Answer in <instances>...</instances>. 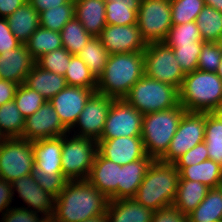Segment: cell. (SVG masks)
I'll list each match as a JSON object with an SVG mask.
<instances>
[{
	"mask_svg": "<svg viewBox=\"0 0 222 222\" xmlns=\"http://www.w3.org/2000/svg\"><path fill=\"white\" fill-rule=\"evenodd\" d=\"M27 0H0V17L7 18Z\"/></svg>",
	"mask_w": 222,
	"mask_h": 222,
	"instance_id": "cell-52",
	"label": "cell"
},
{
	"mask_svg": "<svg viewBox=\"0 0 222 222\" xmlns=\"http://www.w3.org/2000/svg\"><path fill=\"white\" fill-rule=\"evenodd\" d=\"M205 6L212 7L222 12V0H204Z\"/></svg>",
	"mask_w": 222,
	"mask_h": 222,
	"instance_id": "cell-54",
	"label": "cell"
},
{
	"mask_svg": "<svg viewBox=\"0 0 222 222\" xmlns=\"http://www.w3.org/2000/svg\"><path fill=\"white\" fill-rule=\"evenodd\" d=\"M203 41L196 21L172 25L164 42L167 45H192Z\"/></svg>",
	"mask_w": 222,
	"mask_h": 222,
	"instance_id": "cell-40",
	"label": "cell"
},
{
	"mask_svg": "<svg viewBox=\"0 0 222 222\" xmlns=\"http://www.w3.org/2000/svg\"><path fill=\"white\" fill-rule=\"evenodd\" d=\"M71 56L72 54L62 47L42 55L35 63L42 69L64 76Z\"/></svg>",
	"mask_w": 222,
	"mask_h": 222,
	"instance_id": "cell-43",
	"label": "cell"
},
{
	"mask_svg": "<svg viewBox=\"0 0 222 222\" xmlns=\"http://www.w3.org/2000/svg\"><path fill=\"white\" fill-rule=\"evenodd\" d=\"M14 195L11 182H7L4 179H0V214L1 216L9 210L12 200L14 201Z\"/></svg>",
	"mask_w": 222,
	"mask_h": 222,
	"instance_id": "cell-50",
	"label": "cell"
},
{
	"mask_svg": "<svg viewBox=\"0 0 222 222\" xmlns=\"http://www.w3.org/2000/svg\"><path fill=\"white\" fill-rule=\"evenodd\" d=\"M38 13L67 4L70 0H27Z\"/></svg>",
	"mask_w": 222,
	"mask_h": 222,
	"instance_id": "cell-53",
	"label": "cell"
},
{
	"mask_svg": "<svg viewBox=\"0 0 222 222\" xmlns=\"http://www.w3.org/2000/svg\"><path fill=\"white\" fill-rule=\"evenodd\" d=\"M137 25L147 44L164 42L172 27L170 0H141Z\"/></svg>",
	"mask_w": 222,
	"mask_h": 222,
	"instance_id": "cell-9",
	"label": "cell"
},
{
	"mask_svg": "<svg viewBox=\"0 0 222 222\" xmlns=\"http://www.w3.org/2000/svg\"><path fill=\"white\" fill-rule=\"evenodd\" d=\"M123 99L143 115L174 108L180 104L178 88L145 74Z\"/></svg>",
	"mask_w": 222,
	"mask_h": 222,
	"instance_id": "cell-6",
	"label": "cell"
},
{
	"mask_svg": "<svg viewBox=\"0 0 222 222\" xmlns=\"http://www.w3.org/2000/svg\"><path fill=\"white\" fill-rule=\"evenodd\" d=\"M153 212L133 198L109 200L108 222H151Z\"/></svg>",
	"mask_w": 222,
	"mask_h": 222,
	"instance_id": "cell-23",
	"label": "cell"
},
{
	"mask_svg": "<svg viewBox=\"0 0 222 222\" xmlns=\"http://www.w3.org/2000/svg\"><path fill=\"white\" fill-rule=\"evenodd\" d=\"M94 92L96 89L67 85L49 100V103L58 113L60 122L68 131L74 127L87 100Z\"/></svg>",
	"mask_w": 222,
	"mask_h": 222,
	"instance_id": "cell-15",
	"label": "cell"
},
{
	"mask_svg": "<svg viewBox=\"0 0 222 222\" xmlns=\"http://www.w3.org/2000/svg\"><path fill=\"white\" fill-rule=\"evenodd\" d=\"M203 42L198 41L192 45H168L172 48L175 58L185 74L197 70Z\"/></svg>",
	"mask_w": 222,
	"mask_h": 222,
	"instance_id": "cell-42",
	"label": "cell"
},
{
	"mask_svg": "<svg viewBox=\"0 0 222 222\" xmlns=\"http://www.w3.org/2000/svg\"><path fill=\"white\" fill-rule=\"evenodd\" d=\"M97 154V141L70 132L62 136V173L68 180H87Z\"/></svg>",
	"mask_w": 222,
	"mask_h": 222,
	"instance_id": "cell-7",
	"label": "cell"
},
{
	"mask_svg": "<svg viewBox=\"0 0 222 222\" xmlns=\"http://www.w3.org/2000/svg\"><path fill=\"white\" fill-rule=\"evenodd\" d=\"M210 113L218 120L222 121V101Z\"/></svg>",
	"mask_w": 222,
	"mask_h": 222,
	"instance_id": "cell-55",
	"label": "cell"
},
{
	"mask_svg": "<svg viewBox=\"0 0 222 222\" xmlns=\"http://www.w3.org/2000/svg\"><path fill=\"white\" fill-rule=\"evenodd\" d=\"M208 159L209 155L208 150L206 149V144L205 142H202L179 157L173 164L180 172L184 167L195 165Z\"/></svg>",
	"mask_w": 222,
	"mask_h": 222,
	"instance_id": "cell-46",
	"label": "cell"
},
{
	"mask_svg": "<svg viewBox=\"0 0 222 222\" xmlns=\"http://www.w3.org/2000/svg\"><path fill=\"white\" fill-rule=\"evenodd\" d=\"M206 112L185 111L167 152L159 159L174 163L194 146L204 142Z\"/></svg>",
	"mask_w": 222,
	"mask_h": 222,
	"instance_id": "cell-11",
	"label": "cell"
},
{
	"mask_svg": "<svg viewBox=\"0 0 222 222\" xmlns=\"http://www.w3.org/2000/svg\"><path fill=\"white\" fill-rule=\"evenodd\" d=\"M143 75V52L111 54L103 75L97 81L96 92L114 99H123Z\"/></svg>",
	"mask_w": 222,
	"mask_h": 222,
	"instance_id": "cell-2",
	"label": "cell"
},
{
	"mask_svg": "<svg viewBox=\"0 0 222 222\" xmlns=\"http://www.w3.org/2000/svg\"><path fill=\"white\" fill-rule=\"evenodd\" d=\"M216 73L222 79V60L220 61L219 68Z\"/></svg>",
	"mask_w": 222,
	"mask_h": 222,
	"instance_id": "cell-58",
	"label": "cell"
},
{
	"mask_svg": "<svg viewBox=\"0 0 222 222\" xmlns=\"http://www.w3.org/2000/svg\"><path fill=\"white\" fill-rule=\"evenodd\" d=\"M151 222H188V215L170 205L154 211Z\"/></svg>",
	"mask_w": 222,
	"mask_h": 222,
	"instance_id": "cell-48",
	"label": "cell"
},
{
	"mask_svg": "<svg viewBox=\"0 0 222 222\" xmlns=\"http://www.w3.org/2000/svg\"><path fill=\"white\" fill-rule=\"evenodd\" d=\"M6 19L10 30L22 44L40 26L39 13L28 1Z\"/></svg>",
	"mask_w": 222,
	"mask_h": 222,
	"instance_id": "cell-26",
	"label": "cell"
},
{
	"mask_svg": "<svg viewBox=\"0 0 222 222\" xmlns=\"http://www.w3.org/2000/svg\"><path fill=\"white\" fill-rule=\"evenodd\" d=\"M23 207H11L0 218L1 222H42L43 215Z\"/></svg>",
	"mask_w": 222,
	"mask_h": 222,
	"instance_id": "cell-47",
	"label": "cell"
},
{
	"mask_svg": "<svg viewBox=\"0 0 222 222\" xmlns=\"http://www.w3.org/2000/svg\"><path fill=\"white\" fill-rule=\"evenodd\" d=\"M222 174V166L213 160H205L198 164L184 167L179 172V180H191L205 184L209 188L218 187Z\"/></svg>",
	"mask_w": 222,
	"mask_h": 222,
	"instance_id": "cell-28",
	"label": "cell"
},
{
	"mask_svg": "<svg viewBox=\"0 0 222 222\" xmlns=\"http://www.w3.org/2000/svg\"><path fill=\"white\" fill-rule=\"evenodd\" d=\"M114 98L94 92L87 100L71 134L98 141ZM73 131V132H72Z\"/></svg>",
	"mask_w": 222,
	"mask_h": 222,
	"instance_id": "cell-13",
	"label": "cell"
},
{
	"mask_svg": "<svg viewBox=\"0 0 222 222\" xmlns=\"http://www.w3.org/2000/svg\"><path fill=\"white\" fill-rule=\"evenodd\" d=\"M140 4H121L114 1L105 2L106 24L134 25Z\"/></svg>",
	"mask_w": 222,
	"mask_h": 222,
	"instance_id": "cell-38",
	"label": "cell"
},
{
	"mask_svg": "<svg viewBox=\"0 0 222 222\" xmlns=\"http://www.w3.org/2000/svg\"><path fill=\"white\" fill-rule=\"evenodd\" d=\"M32 177L36 182L43 188L44 191L51 194L55 198L64 189L65 184L68 179L63 175V173H48L44 172L43 169L34 168L31 172Z\"/></svg>",
	"mask_w": 222,
	"mask_h": 222,
	"instance_id": "cell-44",
	"label": "cell"
},
{
	"mask_svg": "<svg viewBox=\"0 0 222 222\" xmlns=\"http://www.w3.org/2000/svg\"><path fill=\"white\" fill-rule=\"evenodd\" d=\"M19 84L0 79V106L14 100Z\"/></svg>",
	"mask_w": 222,
	"mask_h": 222,
	"instance_id": "cell-51",
	"label": "cell"
},
{
	"mask_svg": "<svg viewBox=\"0 0 222 222\" xmlns=\"http://www.w3.org/2000/svg\"><path fill=\"white\" fill-rule=\"evenodd\" d=\"M32 141L6 138L0 145V179L12 182L31 174L34 168Z\"/></svg>",
	"mask_w": 222,
	"mask_h": 222,
	"instance_id": "cell-10",
	"label": "cell"
},
{
	"mask_svg": "<svg viewBox=\"0 0 222 222\" xmlns=\"http://www.w3.org/2000/svg\"><path fill=\"white\" fill-rule=\"evenodd\" d=\"M108 53L144 52L147 43L142 39L137 24H107L98 36Z\"/></svg>",
	"mask_w": 222,
	"mask_h": 222,
	"instance_id": "cell-16",
	"label": "cell"
},
{
	"mask_svg": "<svg viewBox=\"0 0 222 222\" xmlns=\"http://www.w3.org/2000/svg\"><path fill=\"white\" fill-rule=\"evenodd\" d=\"M25 128V118L14 100L0 106V132L5 138H21Z\"/></svg>",
	"mask_w": 222,
	"mask_h": 222,
	"instance_id": "cell-33",
	"label": "cell"
},
{
	"mask_svg": "<svg viewBox=\"0 0 222 222\" xmlns=\"http://www.w3.org/2000/svg\"><path fill=\"white\" fill-rule=\"evenodd\" d=\"M42 222H56L52 217H45Z\"/></svg>",
	"mask_w": 222,
	"mask_h": 222,
	"instance_id": "cell-59",
	"label": "cell"
},
{
	"mask_svg": "<svg viewBox=\"0 0 222 222\" xmlns=\"http://www.w3.org/2000/svg\"><path fill=\"white\" fill-rule=\"evenodd\" d=\"M11 185L13 195L15 192L18 193L17 197L22 199L23 204L27 206L22 205L21 207L41 214L44 217H52L55 197L44 191L31 174L13 180Z\"/></svg>",
	"mask_w": 222,
	"mask_h": 222,
	"instance_id": "cell-18",
	"label": "cell"
},
{
	"mask_svg": "<svg viewBox=\"0 0 222 222\" xmlns=\"http://www.w3.org/2000/svg\"><path fill=\"white\" fill-rule=\"evenodd\" d=\"M143 114L124 99H114L100 139L141 136Z\"/></svg>",
	"mask_w": 222,
	"mask_h": 222,
	"instance_id": "cell-12",
	"label": "cell"
},
{
	"mask_svg": "<svg viewBox=\"0 0 222 222\" xmlns=\"http://www.w3.org/2000/svg\"><path fill=\"white\" fill-rule=\"evenodd\" d=\"M34 165L48 173H62V136L32 142Z\"/></svg>",
	"mask_w": 222,
	"mask_h": 222,
	"instance_id": "cell-22",
	"label": "cell"
},
{
	"mask_svg": "<svg viewBox=\"0 0 222 222\" xmlns=\"http://www.w3.org/2000/svg\"><path fill=\"white\" fill-rule=\"evenodd\" d=\"M5 139H6L5 136L0 132V145L3 143Z\"/></svg>",
	"mask_w": 222,
	"mask_h": 222,
	"instance_id": "cell-60",
	"label": "cell"
},
{
	"mask_svg": "<svg viewBox=\"0 0 222 222\" xmlns=\"http://www.w3.org/2000/svg\"><path fill=\"white\" fill-rule=\"evenodd\" d=\"M144 54V74L155 80L180 89L185 77L174 52L165 42L146 45Z\"/></svg>",
	"mask_w": 222,
	"mask_h": 222,
	"instance_id": "cell-8",
	"label": "cell"
},
{
	"mask_svg": "<svg viewBox=\"0 0 222 222\" xmlns=\"http://www.w3.org/2000/svg\"><path fill=\"white\" fill-rule=\"evenodd\" d=\"M24 84L41 94L46 101L52 99L67 86L64 76L42 69L36 63L27 75Z\"/></svg>",
	"mask_w": 222,
	"mask_h": 222,
	"instance_id": "cell-25",
	"label": "cell"
},
{
	"mask_svg": "<svg viewBox=\"0 0 222 222\" xmlns=\"http://www.w3.org/2000/svg\"><path fill=\"white\" fill-rule=\"evenodd\" d=\"M64 77L67 85L97 89V80L91 74L89 67L78 55L71 56Z\"/></svg>",
	"mask_w": 222,
	"mask_h": 222,
	"instance_id": "cell-36",
	"label": "cell"
},
{
	"mask_svg": "<svg viewBox=\"0 0 222 222\" xmlns=\"http://www.w3.org/2000/svg\"><path fill=\"white\" fill-rule=\"evenodd\" d=\"M14 101L25 119L38 111L46 102L41 94L30 89L24 83L18 86Z\"/></svg>",
	"mask_w": 222,
	"mask_h": 222,
	"instance_id": "cell-41",
	"label": "cell"
},
{
	"mask_svg": "<svg viewBox=\"0 0 222 222\" xmlns=\"http://www.w3.org/2000/svg\"><path fill=\"white\" fill-rule=\"evenodd\" d=\"M185 111L179 104L174 108L143 115L141 137L148 156L159 160L167 152Z\"/></svg>",
	"mask_w": 222,
	"mask_h": 222,
	"instance_id": "cell-5",
	"label": "cell"
},
{
	"mask_svg": "<svg viewBox=\"0 0 222 222\" xmlns=\"http://www.w3.org/2000/svg\"><path fill=\"white\" fill-rule=\"evenodd\" d=\"M188 222H222V191L209 188L203 201L188 214Z\"/></svg>",
	"mask_w": 222,
	"mask_h": 222,
	"instance_id": "cell-29",
	"label": "cell"
},
{
	"mask_svg": "<svg viewBox=\"0 0 222 222\" xmlns=\"http://www.w3.org/2000/svg\"><path fill=\"white\" fill-rule=\"evenodd\" d=\"M77 55L85 62L91 74L98 81L104 73L110 55L100 38L93 36Z\"/></svg>",
	"mask_w": 222,
	"mask_h": 222,
	"instance_id": "cell-31",
	"label": "cell"
},
{
	"mask_svg": "<svg viewBox=\"0 0 222 222\" xmlns=\"http://www.w3.org/2000/svg\"><path fill=\"white\" fill-rule=\"evenodd\" d=\"M172 25L196 21L205 7L204 0H170Z\"/></svg>",
	"mask_w": 222,
	"mask_h": 222,
	"instance_id": "cell-39",
	"label": "cell"
},
{
	"mask_svg": "<svg viewBox=\"0 0 222 222\" xmlns=\"http://www.w3.org/2000/svg\"><path fill=\"white\" fill-rule=\"evenodd\" d=\"M205 184L191 180H179L173 205L183 214L191 213L206 197Z\"/></svg>",
	"mask_w": 222,
	"mask_h": 222,
	"instance_id": "cell-27",
	"label": "cell"
},
{
	"mask_svg": "<svg viewBox=\"0 0 222 222\" xmlns=\"http://www.w3.org/2000/svg\"><path fill=\"white\" fill-rule=\"evenodd\" d=\"M120 168L97 152L87 181L109 199L118 190Z\"/></svg>",
	"mask_w": 222,
	"mask_h": 222,
	"instance_id": "cell-20",
	"label": "cell"
},
{
	"mask_svg": "<svg viewBox=\"0 0 222 222\" xmlns=\"http://www.w3.org/2000/svg\"><path fill=\"white\" fill-rule=\"evenodd\" d=\"M204 142L209 159L222 166V121L207 112Z\"/></svg>",
	"mask_w": 222,
	"mask_h": 222,
	"instance_id": "cell-37",
	"label": "cell"
},
{
	"mask_svg": "<svg viewBox=\"0 0 222 222\" xmlns=\"http://www.w3.org/2000/svg\"><path fill=\"white\" fill-rule=\"evenodd\" d=\"M63 47L72 55H77L93 37L74 16L60 31Z\"/></svg>",
	"mask_w": 222,
	"mask_h": 222,
	"instance_id": "cell-34",
	"label": "cell"
},
{
	"mask_svg": "<svg viewBox=\"0 0 222 222\" xmlns=\"http://www.w3.org/2000/svg\"><path fill=\"white\" fill-rule=\"evenodd\" d=\"M25 46L36 61L42 55L63 47L61 33L39 26L32 33Z\"/></svg>",
	"mask_w": 222,
	"mask_h": 222,
	"instance_id": "cell-30",
	"label": "cell"
},
{
	"mask_svg": "<svg viewBox=\"0 0 222 222\" xmlns=\"http://www.w3.org/2000/svg\"><path fill=\"white\" fill-rule=\"evenodd\" d=\"M201 37L204 42H221L222 12L205 6L196 19Z\"/></svg>",
	"mask_w": 222,
	"mask_h": 222,
	"instance_id": "cell-32",
	"label": "cell"
},
{
	"mask_svg": "<svg viewBox=\"0 0 222 222\" xmlns=\"http://www.w3.org/2000/svg\"><path fill=\"white\" fill-rule=\"evenodd\" d=\"M153 160V158L146 155L135 162L122 165L118 190L109 200L133 198Z\"/></svg>",
	"mask_w": 222,
	"mask_h": 222,
	"instance_id": "cell-21",
	"label": "cell"
},
{
	"mask_svg": "<svg viewBox=\"0 0 222 222\" xmlns=\"http://www.w3.org/2000/svg\"><path fill=\"white\" fill-rule=\"evenodd\" d=\"M75 4L70 0L67 4L59 5L39 13L40 27L60 32L75 16Z\"/></svg>",
	"mask_w": 222,
	"mask_h": 222,
	"instance_id": "cell-35",
	"label": "cell"
},
{
	"mask_svg": "<svg viewBox=\"0 0 222 222\" xmlns=\"http://www.w3.org/2000/svg\"><path fill=\"white\" fill-rule=\"evenodd\" d=\"M83 222H108V217L106 214L104 215H98L96 217H93V218H90V219H87Z\"/></svg>",
	"mask_w": 222,
	"mask_h": 222,
	"instance_id": "cell-56",
	"label": "cell"
},
{
	"mask_svg": "<svg viewBox=\"0 0 222 222\" xmlns=\"http://www.w3.org/2000/svg\"><path fill=\"white\" fill-rule=\"evenodd\" d=\"M69 131L62 125L58 113L46 101L34 114L25 119V128L21 139L36 141L57 138Z\"/></svg>",
	"mask_w": 222,
	"mask_h": 222,
	"instance_id": "cell-14",
	"label": "cell"
},
{
	"mask_svg": "<svg viewBox=\"0 0 222 222\" xmlns=\"http://www.w3.org/2000/svg\"><path fill=\"white\" fill-rule=\"evenodd\" d=\"M222 101V79L216 72L187 73L179 89V103L190 112L210 113Z\"/></svg>",
	"mask_w": 222,
	"mask_h": 222,
	"instance_id": "cell-4",
	"label": "cell"
},
{
	"mask_svg": "<svg viewBox=\"0 0 222 222\" xmlns=\"http://www.w3.org/2000/svg\"><path fill=\"white\" fill-rule=\"evenodd\" d=\"M179 181V171L173 163L153 160L133 199L157 211L173 205Z\"/></svg>",
	"mask_w": 222,
	"mask_h": 222,
	"instance_id": "cell-3",
	"label": "cell"
},
{
	"mask_svg": "<svg viewBox=\"0 0 222 222\" xmlns=\"http://www.w3.org/2000/svg\"><path fill=\"white\" fill-rule=\"evenodd\" d=\"M97 152L102 157L121 166L135 162L147 155L141 136L99 139Z\"/></svg>",
	"mask_w": 222,
	"mask_h": 222,
	"instance_id": "cell-17",
	"label": "cell"
},
{
	"mask_svg": "<svg viewBox=\"0 0 222 222\" xmlns=\"http://www.w3.org/2000/svg\"><path fill=\"white\" fill-rule=\"evenodd\" d=\"M105 0H76L75 17L84 29L94 37H98L105 28Z\"/></svg>",
	"mask_w": 222,
	"mask_h": 222,
	"instance_id": "cell-24",
	"label": "cell"
},
{
	"mask_svg": "<svg viewBox=\"0 0 222 222\" xmlns=\"http://www.w3.org/2000/svg\"><path fill=\"white\" fill-rule=\"evenodd\" d=\"M105 1H114L121 4H140L141 0H105Z\"/></svg>",
	"mask_w": 222,
	"mask_h": 222,
	"instance_id": "cell-57",
	"label": "cell"
},
{
	"mask_svg": "<svg viewBox=\"0 0 222 222\" xmlns=\"http://www.w3.org/2000/svg\"><path fill=\"white\" fill-rule=\"evenodd\" d=\"M21 44L10 30L7 19L0 17V54L18 48Z\"/></svg>",
	"mask_w": 222,
	"mask_h": 222,
	"instance_id": "cell-49",
	"label": "cell"
},
{
	"mask_svg": "<svg viewBox=\"0 0 222 222\" xmlns=\"http://www.w3.org/2000/svg\"><path fill=\"white\" fill-rule=\"evenodd\" d=\"M218 188L222 191V174L220 177V182H219Z\"/></svg>",
	"mask_w": 222,
	"mask_h": 222,
	"instance_id": "cell-61",
	"label": "cell"
},
{
	"mask_svg": "<svg viewBox=\"0 0 222 222\" xmlns=\"http://www.w3.org/2000/svg\"><path fill=\"white\" fill-rule=\"evenodd\" d=\"M35 60L25 44L0 54V79L17 84L25 83L27 75L35 65Z\"/></svg>",
	"mask_w": 222,
	"mask_h": 222,
	"instance_id": "cell-19",
	"label": "cell"
},
{
	"mask_svg": "<svg viewBox=\"0 0 222 222\" xmlns=\"http://www.w3.org/2000/svg\"><path fill=\"white\" fill-rule=\"evenodd\" d=\"M221 60V42H203L197 70L217 72Z\"/></svg>",
	"mask_w": 222,
	"mask_h": 222,
	"instance_id": "cell-45",
	"label": "cell"
},
{
	"mask_svg": "<svg viewBox=\"0 0 222 222\" xmlns=\"http://www.w3.org/2000/svg\"><path fill=\"white\" fill-rule=\"evenodd\" d=\"M109 199L87 180H68L55 198L52 218L56 222H83L104 215Z\"/></svg>",
	"mask_w": 222,
	"mask_h": 222,
	"instance_id": "cell-1",
	"label": "cell"
}]
</instances>
